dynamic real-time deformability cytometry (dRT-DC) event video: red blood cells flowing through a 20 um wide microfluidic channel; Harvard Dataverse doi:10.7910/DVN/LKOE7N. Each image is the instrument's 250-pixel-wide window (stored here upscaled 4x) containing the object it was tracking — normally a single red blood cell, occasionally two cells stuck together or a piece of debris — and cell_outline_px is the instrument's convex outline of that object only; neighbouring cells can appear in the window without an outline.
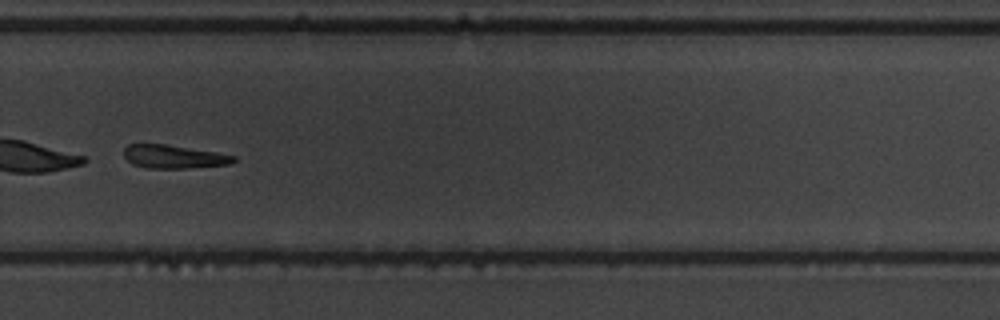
{"species": "common noctule bat (a hibernating species)", "species_latin": "Nyctalus noctula", "temperature_condition": "warm", "stored_images_in_passage": 35, "camera_frame_rate_fps": 3000, "um_per_image_px": 0.085, "animal": {"sex": "male", "body_mass_g": 19.5, "forearm_length_mm": 54.6}, "frame": {"image": 1, "passage_image": 25, "time_ms": 8.0, "image_size_px": [1000, 320], "cell_outline_px": [[236, 160], [228, 164], [188, 168], [148, 168], [132, 164], [124, 156], [124, 148], [128, 144], [164, 144], [216, 152], [236, 156]], "centroid_in_image_um": [14.75, 13.31], "position_along_channel_um": 315.1, "area_um2": 14.8}, "authors_computed_cell_mechanics": {"area_um2": 16.0106, "velocity_mm_per_s": 3.7516, "shape_relaxation_time_tau1_ms": 3.0333, "shape_relaxation_time_tau2_ms": null, "deformation_change_tau1": 0.2455, "deformation_change_tau2": null}}